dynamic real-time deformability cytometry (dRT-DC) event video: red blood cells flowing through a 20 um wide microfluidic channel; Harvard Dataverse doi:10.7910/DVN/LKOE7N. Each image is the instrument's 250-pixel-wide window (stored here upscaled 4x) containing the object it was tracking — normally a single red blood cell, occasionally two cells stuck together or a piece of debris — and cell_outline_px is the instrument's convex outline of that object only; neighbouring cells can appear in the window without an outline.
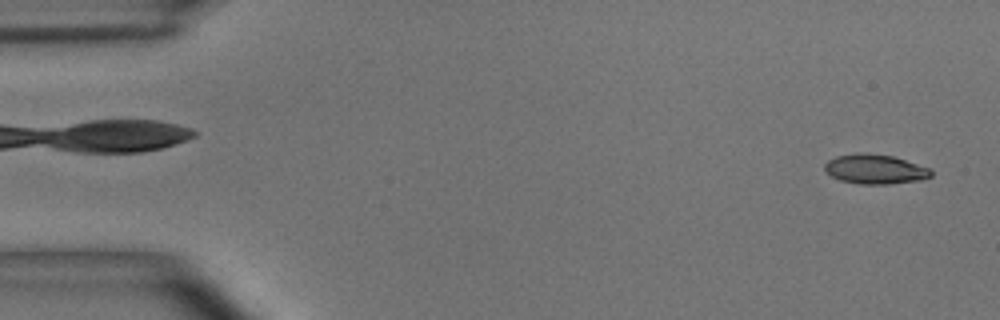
{"species": "common noctule bat (a hibernating species)", "species_latin": "Nyctalus noctula", "temperature_condition": "room temperature", "stored_images_in_passage": 54, "camera_frame_rate_fps": 3000, "um_per_image_px": 0.085, "animal": {"sex": "male", "body_mass_g": 15.6}, "frame": {"image": 1, "passage_image": 2, "time_ms": 0.333, "image_size_px": [1000, 320], "cell_outline_px": [[932, 176], [920, 180], [888, 184], [860, 184], [840, 180], [832, 176], [824, 168], [824, 164], [828, 160], [836, 156], [860, 152], [864, 152], [892, 156], [932, 168]], "centroid_in_image_um": [74.4, 14.37], "position_along_channel_um": 10.6, "area_um2": 18.38}}
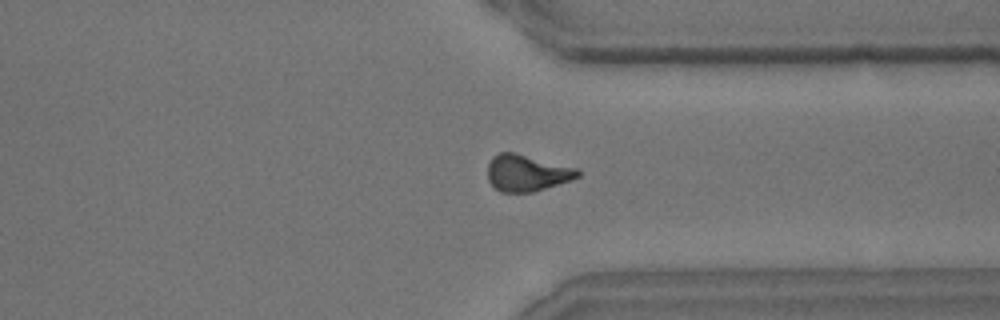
{"frame": {"image": 2, "passage_image": 41, "time_ms": 13.333, "image_size_px": [1000, 320], "cell_outline_px": [[580, 176], [572, 180], [532, 192], [500, 192], [488, 180], [488, 164], [492, 156], [500, 152], [512, 152], [576, 168], [580, 172]], "centroid_in_image_um": [44.76, 14.71], "position_along_channel_um": 366.6, "area_um2": 18.96}}
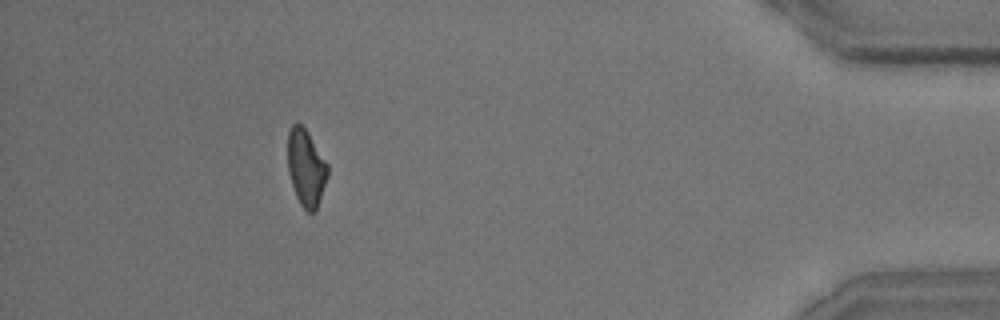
{"frame": {"image": 3, "passage_image": 49, "time_ms": 16.0, "image_size_px": [1000, 320], "cell_outline_px": [[328, 176], [316, 212], [308, 212], [300, 204], [296, 196], [288, 172], [288, 132], [292, 124], [300, 124], [308, 132], [328, 164]], "centroid_in_image_um": [26.02, 14.28], "position_along_channel_um": 409.2, "area_um2": 17.86}}